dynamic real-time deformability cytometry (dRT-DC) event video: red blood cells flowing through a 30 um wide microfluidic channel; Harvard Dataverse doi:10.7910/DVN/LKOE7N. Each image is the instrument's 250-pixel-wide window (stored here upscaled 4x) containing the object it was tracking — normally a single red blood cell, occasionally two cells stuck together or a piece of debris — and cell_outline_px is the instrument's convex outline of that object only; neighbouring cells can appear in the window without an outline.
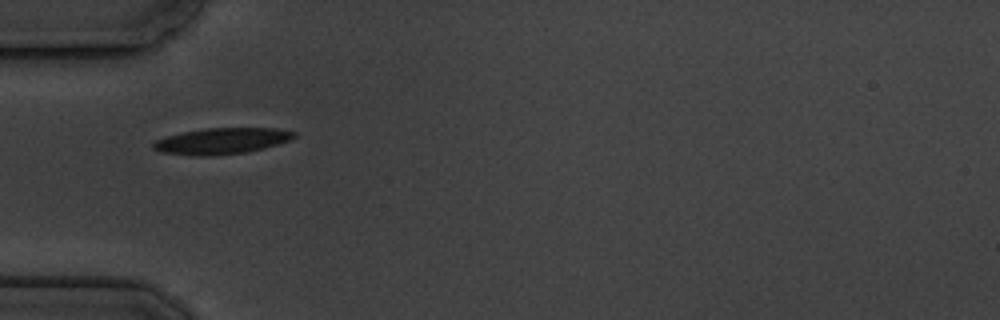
{"species": "common noctule bat (a hibernating species)", "species_latin": "Nyctalus noctula", "temperature_condition": "cold", "stored_images_in_passage": 11, "camera_frame_rate_fps": 3000, "um_per_image_px": 0.085, "animal": {"sex": "male", "body_mass_g": 19.5, "forearm_length_mm": 54.6}, "frame": {"image": 1, "passage_image": 1, "time_ms": 0.0, "image_size_px": [1000, 320], "cell_outline_px": [[296, 136], [292, 140], [264, 148], [248, 152], [208, 156], [192, 156], [160, 152], [152, 148], [152, 144], [156, 140], [168, 136], [184, 132], [204, 128], [276, 128], [296, 132]], "centroid_in_image_um": [18.86, 11.99], "position_along_channel_um": 66.1, "area_um2": 21.56}}
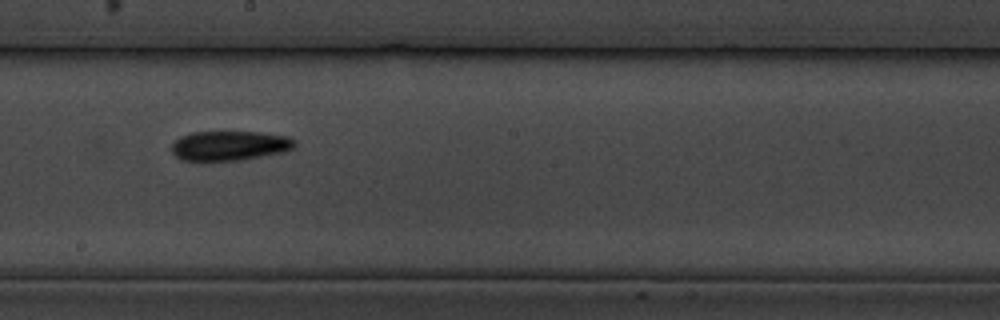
{"frame": {"image": 2, "passage_image": 5, "time_ms": 4.667, "image_size_px": [1000, 320], "cell_outline_px": [[296, 148], [284, 152], [240, 160], [180, 160], [172, 152], [172, 144], [180, 136], [192, 132], [260, 132], [288, 136], [296, 140]], "centroid_in_image_um": [19.56, 12.37], "position_along_channel_um": 228.6, "area_um2": 21.33}}
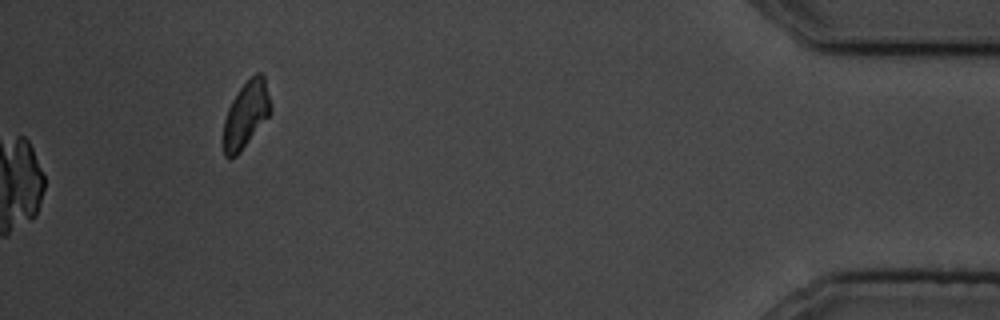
{"frame": {"image": 3, "passage_image": 11, "time_ms": 11.667, "image_size_px": [1000, 320], "cell_outline_px": [[272, 112], [240, 152], [236, 156], [228, 160], [224, 156], [224, 120], [228, 108], [232, 100], [240, 88], [256, 72], [260, 72], [264, 76], [272, 104]], "centroid_in_image_um": [20.93, 9.74], "position_along_channel_um": 414.3, "area_um2": 18.26}}